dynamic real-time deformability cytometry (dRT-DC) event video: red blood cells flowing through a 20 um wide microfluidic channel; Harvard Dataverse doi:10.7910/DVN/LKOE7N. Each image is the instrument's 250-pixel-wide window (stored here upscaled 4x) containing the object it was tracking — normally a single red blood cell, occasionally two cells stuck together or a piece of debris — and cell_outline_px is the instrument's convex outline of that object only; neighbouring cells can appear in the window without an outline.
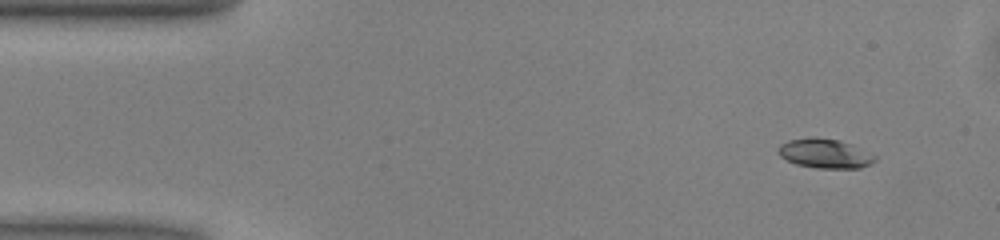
{"species": "common noctule bat (a hibernating species)", "species_latin": "Nyctalus noctula", "temperature_condition": "warm", "stored_images_in_passage": 47, "camera_frame_rate_fps": 3000, "um_per_image_px": 0.085, "animal": {"sex": "male", "body_mass_g": 13.0, "forearm_length_mm": 53.1}, "frame": {"image": 1, "passage_image": 1, "time_ms": 0.0, "image_size_px": [1000, 240], "cell_outline_px": [[876, 160], [872, 164], [860, 168], [816, 168], [796, 164], [780, 156], [776, 152], [780, 144], [788, 140], [808, 136], [816, 136], [840, 140], [852, 144], [876, 156]], "centroid_in_image_um": [70.1, 13.03], "position_along_channel_um": 14.9, "area_um2": 16.88}}
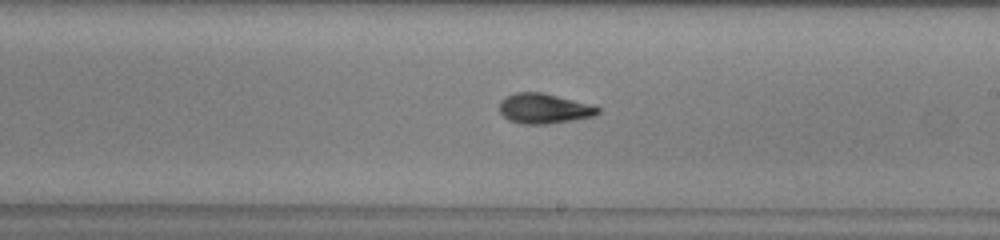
{"frame": {"image": 2, "passage_image": 25, "time_ms": 8.0, "image_size_px": [1000, 240], "cell_outline_px": [[600, 112], [596, 116], [548, 124], [520, 124], [508, 120], [500, 112], [500, 100], [504, 96], [516, 92], [540, 92], [588, 104], [600, 108]], "centroid_in_image_um": [46.2, 9.23], "position_along_channel_um": 242.8, "area_um2": 17.17}}
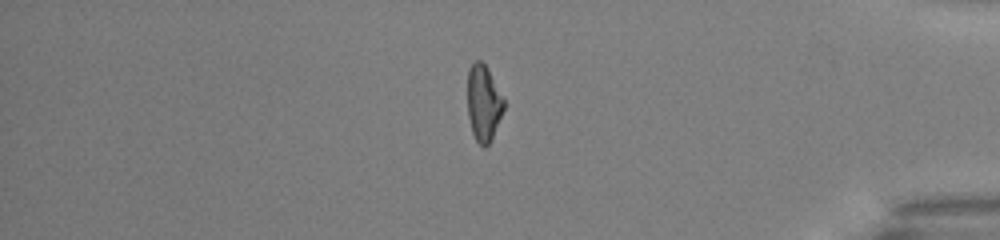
{"frame": {"image": 3, "passage_image": 39, "time_ms": 12.667, "image_size_px": [1000, 240], "cell_outline_px": [[504, 108], [492, 136], [488, 144], [484, 148], [476, 140], [472, 132], [468, 116], [468, 68], [476, 60], [480, 60], [488, 68], [504, 96]], "centroid_in_image_um": [41.1, 8.71], "position_along_channel_um": 394.1, "area_um2": 16.07}, "authors_computed_cell_mechanics": {"area_um2": 16.9354, "velocity_mm_per_s": 4.0364, "shape_relaxation_time_tau1_ms": 3.1707, "shape_relaxation_time_tau2_ms": 2.5339, "deformation_change_tau1": 0.134, "deformation_change_tau2": 0.0941}}